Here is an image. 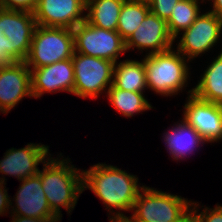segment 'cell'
<instances>
[{"mask_svg":"<svg viewBox=\"0 0 222 222\" xmlns=\"http://www.w3.org/2000/svg\"><path fill=\"white\" fill-rule=\"evenodd\" d=\"M82 177L83 191H93L102 201L109 212V221L127 219L121 211H132L138 193L145 186L139 183L137 175L105 162L94 164L88 170L82 169Z\"/></svg>","mask_w":222,"mask_h":222,"instance_id":"cell-1","label":"cell"},{"mask_svg":"<svg viewBox=\"0 0 222 222\" xmlns=\"http://www.w3.org/2000/svg\"><path fill=\"white\" fill-rule=\"evenodd\" d=\"M70 161L71 159L64 158L62 153L56 158L51 155L38 173L51 211L60 220L63 215L60 209L63 207L67 214L71 215L79 196L84 192L82 170L75 168Z\"/></svg>","mask_w":222,"mask_h":222,"instance_id":"cell-2","label":"cell"},{"mask_svg":"<svg viewBox=\"0 0 222 222\" xmlns=\"http://www.w3.org/2000/svg\"><path fill=\"white\" fill-rule=\"evenodd\" d=\"M147 89L168 97L182 93L190 79V64L175 48L165 52L145 55Z\"/></svg>","mask_w":222,"mask_h":222,"instance_id":"cell-3","label":"cell"},{"mask_svg":"<svg viewBox=\"0 0 222 222\" xmlns=\"http://www.w3.org/2000/svg\"><path fill=\"white\" fill-rule=\"evenodd\" d=\"M36 26L33 13L0 8V69L25 61Z\"/></svg>","mask_w":222,"mask_h":222,"instance_id":"cell-4","label":"cell"},{"mask_svg":"<svg viewBox=\"0 0 222 222\" xmlns=\"http://www.w3.org/2000/svg\"><path fill=\"white\" fill-rule=\"evenodd\" d=\"M192 206V200L179 195L144 186L138 193L130 222H176Z\"/></svg>","mask_w":222,"mask_h":222,"instance_id":"cell-5","label":"cell"},{"mask_svg":"<svg viewBox=\"0 0 222 222\" xmlns=\"http://www.w3.org/2000/svg\"><path fill=\"white\" fill-rule=\"evenodd\" d=\"M74 51L73 29L37 25L25 63L32 70L70 59Z\"/></svg>","mask_w":222,"mask_h":222,"instance_id":"cell-6","label":"cell"},{"mask_svg":"<svg viewBox=\"0 0 222 222\" xmlns=\"http://www.w3.org/2000/svg\"><path fill=\"white\" fill-rule=\"evenodd\" d=\"M72 63L75 76L73 95L96 99L113 84L115 62L74 51Z\"/></svg>","mask_w":222,"mask_h":222,"instance_id":"cell-7","label":"cell"},{"mask_svg":"<svg viewBox=\"0 0 222 222\" xmlns=\"http://www.w3.org/2000/svg\"><path fill=\"white\" fill-rule=\"evenodd\" d=\"M221 36L222 19L207 11L201 13L189 28L175 37L174 42L178 41L176 50L192 62L220 43Z\"/></svg>","mask_w":222,"mask_h":222,"instance_id":"cell-8","label":"cell"},{"mask_svg":"<svg viewBox=\"0 0 222 222\" xmlns=\"http://www.w3.org/2000/svg\"><path fill=\"white\" fill-rule=\"evenodd\" d=\"M76 53L117 62L126 54L125 41L117 31L95 27L86 21L73 28Z\"/></svg>","mask_w":222,"mask_h":222,"instance_id":"cell-9","label":"cell"},{"mask_svg":"<svg viewBox=\"0 0 222 222\" xmlns=\"http://www.w3.org/2000/svg\"><path fill=\"white\" fill-rule=\"evenodd\" d=\"M188 90V97L183 106V119L192 126L206 143L222 140V106L218 103L207 102L192 94Z\"/></svg>","mask_w":222,"mask_h":222,"instance_id":"cell-10","label":"cell"},{"mask_svg":"<svg viewBox=\"0 0 222 222\" xmlns=\"http://www.w3.org/2000/svg\"><path fill=\"white\" fill-rule=\"evenodd\" d=\"M51 156L48 145L27 143L25 147L9 148L0 160V182L6 183V175L21 181L39 173V164Z\"/></svg>","mask_w":222,"mask_h":222,"instance_id":"cell-11","label":"cell"},{"mask_svg":"<svg viewBox=\"0 0 222 222\" xmlns=\"http://www.w3.org/2000/svg\"><path fill=\"white\" fill-rule=\"evenodd\" d=\"M86 0H38L37 25L73 29L85 21Z\"/></svg>","mask_w":222,"mask_h":222,"instance_id":"cell-12","label":"cell"},{"mask_svg":"<svg viewBox=\"0 0 222 222\" xmlns=\"http://www.w3.org/2000/svg\"><path fill=\"white\" fill-rule=\"evenodd\" d=\"M174 39L170 35L167 21L149 12L135 32L125 42L126 51L135 48L143 53L145 50L150 55L170 50L174 45Z\"/></svg>","mask_w":222,"mask_h":222,"instance_id":"cell-13","label":"cell"},{"mask_svg":"<svg viewBox=\"0 0 222 222\" xmlns=\"http://www.w3.org/2000/svg\"><path fill=\"white\" fill-rule=\"evenodd\" d=\"M74 82L72 58L31 70L32 95L36 99L45 93L73 94Z\"/></svg>","mask_w":222,"mask_h":222,"instance_id":"cell-14","label":"cell"},{"mask_svg":"<svg viewBox=\"0 0 222 222\" xmlns=\"http://www.w3.org/2000/svg\"><path fill=\"white\" fill-rule=\"evenodd\" d=\"M10 201L11 215L33 218H58L51 211L39 174L21 180L14 198ZM12 201H15V204Z\"/></svg>","mask_w":222,"mask_h":222,"instance_id":"cell-15","label":"cell"},{"mask_svg":"<svg viewBox=\"0 0 222 222\" xmlns=\"http://www.w3.org/2000/svg\"><path fill=\"white\" fill-rule=\"evenodd\" d=\"M24 97L33 98L31 70L25 61L0 69V113L8 114Z\"/></svg>","mask_w":222,"mask_h":222,"instance_id":"cell-16","label":"cell"},{"mask_svg":"<svg viewBox=\"0 0 222 222\" xmlns=\"http://www.w3.org/2000/svg\"><path fill=\"white\" fill-rule=\"evenodd\" d=\"M174 126V127H173ZM172 128L163 133V140L167 147V152L173 160L177 163L180 160H185L190 154H193L195 150L201 148L206 143L201 135L190 125H188L183 119L178 120ZM203 144V145H202ZM197 148V149H196Z\"/></svg>","mask_w":222,"mask_h":222,"instance_id":"cell-17","label":"cell"},{"mask_svg":"<svg viewBox=\"0 0 222 222\" xmlns=\"http://www.w3.org/2000/svg\"><path fill=\"white\" fill-rule=\"evenodd\" d=\"M114 65L113 85L122 90L144 93L147 89L143 59L118 61Z\"/></svg>","mask_w":222,"mask_h":222,"instance_id":"cell-18","label":"cell"},{"mask_svg":"<svg viewBox=\"0 0 222 222\" xmlns=\"http://www.w3.org/2000/svg\"><path fill=\"white\" fill-rule=\"evenodd\" d=\"M210 63L192 88V94L201 100L222 104V50Z\"/></svg>","mask_w":222,"mask_h":222,"instance_id":"cell-19","label":"cell"},{"mask_svg":"<svg viewBox=\"0 0 222 222\" xmlns=\"http://www.w3.org/2000/svg\"><path fill=\"white\" fill-rule=\"evenodd\" d=\"M124 0H86L85 21L95 27L117 30Z\"/></svg>","mask_w":222,"mask_h":222,"instance_id":"cell-20","label":"cell"},{"mask_svg":"<svg viewBox=\"0 0 222 222\" xmlns=\"http://www.w3.org/2000/svg\"><path fill=\"white\" fill-rule=\"evenodd\" d=\"M106 94L111 106L127 118L153 108L144 93L118 89L112 84Z\"/></svg>","mask_w":222,"mask_h":222,"instance_id":"cell-21","label":"cell"},{"mask_svg":"<svg viewBox=\"0 0 222 222\" xmlns=\"http://www.w3.org/2000/svg\"><path fill=\"white\" fill-rule=\"evenodd\" d=\"M150 12L148 2L124 1L117 24V32L126 42Z\"/></svg>","mask_w":222,"mask_h":222,"instance_id":"cell-22","label":"cell"},{"mask_svg":"<svg viewBox=\"0 0 222 222\" xmlns=\"http://www.w3.org/2000/svg\"><path fill=\"white\" fill-rule=\"evenodd\" d=\"M203 0H180L173 6L171 17L167 21L170 35L177 37L185 29L189 28L191 24L201 14L200 3Z\"/></svg>","mask_w":222,"mask_h":222,"instance_id":"cell-23","label":"cell"},{"mask_svg":"<svg viewBox=\"0 0 222 222\" xmlns=\"http://www.w3.org/2000/svg\"><path fill=\"white\" fill-rule=\"evenodd\" d=\"M200 204L192 201L191 209L193 210L197 222H222V205L218 203L215 207H204L202 211H200ZM199 211V212H198Z\"/></svg>","mask_w":222,"mask_h":222,"instance_id":"cell-24","label":"cell"},{"mask_svg":"<svg viewBox=\"0 0 222 222\" xmlns=\"http://www.w3.org/2000/svg\"><path fill=\"white\" fill-rule=\"evenodd\" d=\"M180 0H149L150 12L160 19L168 21L171 17L173 6Z\"/></svg>","mask_w":222,"mask_h":222,"instance_id":"cell-25","label":"cell"},{"mask_svg":"<svg viewBox=\"0 0 222 222\" xmlns=\"http://www.w3.org/2000/svg\"><path fill=\"white\" fill-rule=\"evenodd\" d=\"M37 2L38 0H0V8L34 13Z\"/></svg>","mask_w":222,"mask_h":222,"instance_id":"cell-26","label":"cell"},{"mask_svg":"<svg viewBox=\"0 0 222 222\" xmlns=\"http://www.w3.org/2000/svg\"><path fill=\"white\" fill-rule=\"evenodd\" d=\"M6 183L0 182V216L10 213L11 196L8 195ZM9 212V213H8Z\"/></svg>","mask_w":222,"mask_h":222,"instance_id":"cell-27","label":"cell"},{"mask_svg":"<svg viewBox=\"0 0 222 222\" xmlns=\"http://www.w3.org/2000/svg\"><path fill=\"white\" fill-rule=\"evenodd\" d=\"M10 222H60L59 218H33V217H23L19 215H10Z\"/></svg>","mask_w":222,"mask_h":222,"instance_id":"cell-28","label":"cell"},{"mask_svg":"<svg viewBox=\"0 0 222 222\" xmlns=\"http://www.w3.org/2000/svg\"><path fill=\"white\" fill-rule=\"evenodd\" d=\"M206 2L212 3V10L209 11L222 19V0H206Z\"/></svg>","mask_w":222,"mask_h":222,"instance_id":"cell-29","label":"cell"},{"mask_svg":"<svg viewBox=\"0 0 222 222\" xmlns=\"http://www.w3.org/2000/svg\"><path fill=\"white\" fill-rule=\"evenodd\" d=\"M176 222H197L195 214L192 209H190L182 218Z\"/></svg>","mask_w":222,"mask_h":222,"instance_id":"cell-30","label":"cell"},{"mask_svg":"<svg viewBox=\"0 0 222 222\" xmlns=\"http://www.w3.org/2000/svg\"><path fill=\"white\" fill-rule=\"evenodd\" d=\"M109 222H130V221L127 220V219H119V220H112V221H109Z\"/></svg>","mask_w":222,"mask_h":222,"instance_id":"cell-31","label":"cell"},{"mask_svg":"<svg viewBox=\"0 0 222 222\" xmlns=\"http://www.w3.org/2000/svg\"><path fill=\"white\" fill-rule=\"evenodd\" d=\"M124 1H143V2H148L149 0H124Z\"/></svg>","mask_w":222,"mask_h":222,"instance_id":"cell-32","label":"cell"}]
</instances>
